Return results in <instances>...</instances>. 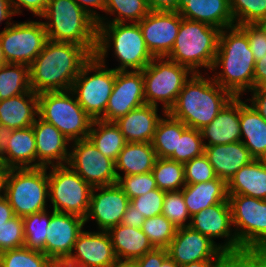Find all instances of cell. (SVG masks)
Returning a JSON list of instances; mask_svg holds the SVG:
<instances>
[{"mask_svg":"<svg viewBox=\"0 0 266 267\" xmlns=\"http://www.w3.org/2000/svg\"><path fill=\"white\" fill-rule=\"evenodd\" d=\"M91 57L81 45L48 40L29 66L31 90L37 94L71 90L82 66Z\"/></svg>","mask_w":266,"mask_h":267,"instance_id":"6da1fadb","label":"cell"},{"mask_svg":"<svg viewBox=\"0 0 266 267\" xmlns=\"http://www.w3.org/2000/svg\"><path fill=\"white\" fill-rule=\"evenodd\" d=\"M217 68L221 71L214 72L212 79L234 97H242L254 89V54L247 35L236 25L220 31L218 50L210 72L217 71Z\"/></svg>","mask_w":266,"mask_h":267,"instance_id":"7a4b0ae2","label":"cell"},{"mask_svg":"<svg viewBox=\"0 0 266 267\" xmlns=\"http://www.w3.org/2000/svg\"><path fill=\"white\" fill-rule=\"evenodd\" d=\"M234 96L209 75L193 73L168 113L187 127L201 130L211 123Z\"/></svg>","mask_w":266,"mask_h":267,"instance_id":"3957f363","label":"cell"},{"mask_svg":"<svg viewBox=\"0 0 266 267\" xmlns=\"http://www.w3.org/2000/svg\"><path fill=\"white\" fill-rule=\"evenodd\" d=\"M119 66L116 71H142L153 60L138 23H98L94 56L103 64L110 48Z\"/></svg>","mask_w":266,"mask_h":267,"instance_id":"277c9868","label":"cell"},{"mask_svg":"<svg viewBox=\"0 0 266 267\" xmlns=\"http://www.w3.org/2000/svg\"><path fill=\"white\" fill-rule=\"evenodd\" d=\"M41 18L48 40L81 45L94 56L97 23L74 0H48Z\"/></svg>","mask_w":266,"mask_h":267,"instance_id":"5b68a950","label":"cell"},{"mask_svg":"<svg viewBox=\"0 0 266 267\" xmlns=\"http://www.w3.org/2000/svg\"><path fill=\"white\" fill-rule=\"evenodd\" d=\"M220 29L208 24L184 19L173 48L166 58L187 67L192 73L199 68L211 70L218 50Z\"/></svg>","mask_w":266,"mask_h":267,"instance_id":"8992f818","label":"cell"},{"mask_svg":"<svg viewBox=\"0 0 266 267\" xmlns=\"http://www.w3.org/2000/svg\"><path fill=\"white\" fill-rule=\"evenodd\" d=\"M47 167L14 168L5 171L3 195L15 216L25 217L47 210L49 179Z\"/></svg>","mask_w":266,"mask_h":267,"instance_id":"52a82bcc","label":"cell"},{"mask_svg":"<svg viewBox=\"0 0 266 267\" xmlns=\"http://www.w3.org/2000/svg\"><path fill=\"white\" fill-rule=\"evenodd\" d=\"M38 116L54 125L70 142L86 139L93 122L71 90L39 93Z\"/></svg>","mask_w":266,"mask_h":267,"instance_id":"ba28073f","label":"cell"},{"mask_svg":"<svg viewBox=\"0 0 266 267\" xmlns=\"http://www.w3.org/2000/svg\"><path fill=\"white\" fill-rule=\"evenodd\" d=\"M232 223L240 247L247 254H266V200L228 194Z\"/></svg>","mask_w":266,"mask_h":267,"instance_id":"9c48e42d","label":"cell"},{"mask_svg":"<svg viewBox=\"0 0 266 267\" xmlns=\"http://www.w3.org/2000/svg\"><path fill=\"white\" fill-rule=\"evenodd\" d=\"M192 74L187 67L166 57H154L142 70L146 104L158 107L161 102L162 113L168 112Z\"/></svg>","mask_w":266,"mask_h":267,"instance_id":"30bf717a","label":"cell"},{"mask_svg":"<svg viewBox=\"0 0 266 267\" xmlns=\"http://www.w3.org/2000/svg\"><path fill=\"white\" fill-rule=\"evenodd\" d=\"M106 65L92 56L82 66L71 87L77 102L93 120L104 115L115 83V69Z\"/></svg>","mask_w":266,"mask_h":267,"instance_id":"8fae6325","label":"cell"},{"mask_svg":"<svg viewBox=\"0 0 266 267\" xmlns=\"http://www.w3.org/2000/svg\"><path fill=\"white\" fill-rule=\"evenodd\" d=\"M49 201L55 212L86 217L92 187L68 165L47 167Z\"/></svg>","mask_w":266,"mask_h":267,"instance_id":"7c38bea8","label":"cell"},{"mask_svg":"<svg viewBox=\"0 0 266 267\" xmlns=\"http://www.w3.org/2000/svg\"><path fill=\"white\" fill-rule=\"evenodd\" d=\"M47 33L43 21L14 23L0 31V43L6 63L30 66L41 53Z\"/></svg>","mask_w":266,"mask_h":267,"instance_id":"4fadbf2b","label":"cell"},{"mask_svg":"<svg viewBox=\"0 0 266 267\" xmlns=\"http://www.w3.org/2000/svg\"><path fill=\"white\" fill-rule=\"evenodd\" d=\"M71 143L67 165L92 188L117 183L115 161L104 156L88 138Z\"/></svg>","mask_w":266,"mask_h":267,"instance_id":"5bb4252c","label":"cell"},{"mask_svg":"<svg viewBox=\"0 0 266 267\" xmlns=\"http://www.w3.org/2000/svg\"><path fill=\"white\" fill-rule=\"evenodd\" d=\"M189 226L209 237L213 242H215L214 239L216 238H224V243L220 244V248L229 256H242L247 254L240 247L235 236V231L232 228V212L228 199L225 202L212 205L191 216Z\"/></svg>","mask_w":266,"mask_h":267,"instance_id":"9a60e30c","label":"cell"},{"mask_svg":"<svg viewBox=\"0 0 266 267\" xmlns=\"http://www.w3.org/2000/svg\"><path fill=\"white\" fill-rule=\"evenodd\" d=\"M169 257L179 266L203 260H226L229 255L220 248V243L192 229L178 228L167 248Z\"/></svg>","mask_w":266,"mask_h":267,"instance_id":"2e32d148","label":"cell"},{"mask_svg":"<svg viewBox=\"0 0 266 267\" xmlns=\"http://www.w3.org/2000/svg\"><path fill=\"white\" fill-rule=\"evenodd\" d=\"M145 45L153 57H166L181 24L177 11H150L139 23Z\"/></svg>","mask_w":266,"mask_h":267,"instance_id":"e0dca14e","label":"cell"},{"mask_svg":"<svg viewBox=\"0 0 266 267\" xmlns=\"http://www.w3.org/2000/svg\"><path fill=\"white\" fill-rule=\"evenodd\" d=\"M129 203V197L117 183L94 187L91 191L88 212L84 218L85 224L94 219L99 230L108 231L111 227L122 223L123 214Z\"/></svg>","mask_w":266,"mask_h":267,"instance_id":"ac0fdd59","label":"cell"},{"mask_svg":"<svg viewBox=\"0 0 266 267\" xmlns=\"http://www.w3.org/2000/svg\"><path fill=\"white\" fill-rule=\"evenodd\" d=\"M146 104L142 71H116L115 83L109 97L106 111L100 118L116 121L129 111Z\"/></svg>","mask_w":266,"mask_h":267,"instance_id":"d6986e66","label":"cell"},{"mask_svg":"<svg viewBox=\"0 0 266 267\" xmlns=\"http://www.w3.org/2000/svg\"><path fill=\"white\" fill-rule=\"evenodd\" d=\"M49 226L46 230L47 240L41 250L51 260L68 258L79 234L83 231L85 221L82 217L55 212L52 210Z\"/></svg>","mask_w":266,"mask_h":267,"instance_id":"ffe728a7","label":"cell"},{"mask_svg":"<svg viewBox=\"0 0 266 267\" xmlns=\"http://www.w3.org/2000/svg\"><path fill=\"white\" fill-rule=\"evenodd\" d=\"M0 164L7 169L36 168V140L32 126L2 132Z\"/></svg>","mask_w":266,"mask_h":267,"instance_id":"44dd1931","label":"cell"},{"mask_svg":"<svg viewBox=\"0 0 266 267\" xmlns=\"http://www.w3.org/2000/svg\"><path fill=\"white\" fill-rule=\"evenodd\" d=\"M68 259L85 267H108L118 261L108 231L84 229Z\"/></svg>","mask_w":266,"mask_h":267,"instance_id":"7402d4cb","label":"cell"},{"mask_svg":"<svg viewBox=\"0 0 266 267\" xmlns=\"http://www.w3.org/2000/svg\"><path fill=\"white\" fill-rule=\"evenodd\" d=\"M32 128L36 140L37 167L67 165L71 142L54 125L39 116Z\"/></svg>","mask_w":266,"mask_h":267,"instance_id":"603a6c76","label":"cell"},{"mask_svg":"<svg viewBox=\"0 0 266 267\" xmlns=\"http://www.w3.org/2000/svg\"><path fill=\"white\" fill-rule=\"evenodd\" d=\"M200 131L204 147L241 141L240 97H233L211 123Z\"/></svg>","mask_w":266,"mask_h":267,"instance_id":"cb8c5ba5","label":"cell"},{"mask_svg":"<svg viewBox=\"0 0 266 267\" xmlns=\"http://www.w3.org/2000/svg\"><path fill=\"white\" fill-rule=\"evenodd\" d=\"M177 12L184 19L202 22L220 30L235 26L230 0H181Z\"/></svg>","mask_w":266,"mask_h":267,"instance_id":"d4e9b609","label":"cell"},{"mask_svg":"<svg viewBox=\"0 0 266 267\" xmlns=\"http://www.w3.org/2000/svg\"><path fill=\"white\" fill-rule=\"evenodd\" d=\"M38 116V94L30 90L0 100V128L2 132L33 125Z\"/></svg>","mask_w":266,"mask_h":267,"instance_id":"484cf974","label":"cell"},{"mask_svg":"<svg viewBox=\"0 0 266 267\" xmlns=\"http://www.w3.org/2000/svg\"><path fill=\"white\" fill-rule=\"evenodd\" d=\"M204 154L208 157L217 177L226 183L241 167L254 160L249 150L241 141L205 146Z\"/></svg>","mask_w":266,"mask_h":267,"instance_id":"4316f807","label":"cell"},{"mask_svg":"<svg viewBox=\"0 0 266 267\" xmlns=\"http://www.w3.org/2000/svg\"><path fill=\"white\" fill-rule=\"evenodd\" d=\"M161 117L157 106L144 104L114 122L127 142L151 143Z\"/></svg>","mask_w":266,"mask_h":267,"instance_id":"83f0119b","label":"cell"},{"mask_svg":"<svg viewBox=\"0 0 266 267\" xmlns=\"http://www.w3.org/2000/svg\"><path fill=\"white\" fill-rule=\"evenodd\" d=\"M118 261L132 262L154 249L141 228L118 224L108 230Z\"/></svg>","mask_w":266,"mask_h":267,"instance_id":"f1b7e54d","label":"cell"},{"mask_svg":"<svg viewBox=\"0 0 266 267\" xmlns=\"http://www.w3.org/2000/svg\"><path fill=\"white\" fill-rule=\"evenodd\" d=\"M241 142L254 159L266 160V120L240 97Z\"/></svg>","mask_w":266,"mask_h":267,"instance_id":"f546056e","label":"cell"},{"mask_svg":"<svg viewBox=\"0 0 266 267\" xmlns=\"http://www.w3.org/2000/svg\"><path fill=\"white\" fill-rule=\"evenodd\" d=\"M227 194L266 200V160L254 159L241 167L228 181Z\"/></svg>","mask_w":266,"mask_h":267,"instance_id":"4dcf8cb0","label":"cell"},{"mask_svg":"<svg viewBox=\"0 0 266 267\" xmlns=\"http://www.w3.org/2000/svg\"><path fill=\"white\" fill-rule=\"evenodd\" d=\"M182 194L190 216L228 199L227 183L216 178L208 182L186 184Z\"/></svg>","mask_w":266,"mask_h":267,"instance_id":"1f68e13d","label":"cell"},{"mask_svg":"<svg viewBox=\"0 0 266 267\" xmlns=\"http://www.w3.org/2000/svg\"><path fill=\"white\" fill-rule=\"evenodd\" d=\"M157 155L151 143L127 142L115 161L117 178L151 172ZM119 171L123 172L122 174Z\"/></svg>","mask_w":266,"mask_h":267,"instance_id":"d6a6232c","label":"cell"},{"mask_svg":"<svg viewBox=\"0 0 266 267\" xmlns=\"http://www.w3.org/2000/svg\"><path fill=\"white\" fill-rule=\"evenodd\" d=\"M106 157L116 161L127 141L114 121L93 120L87 137Z\"/></svg>","mask_w":266,"mask_h":267,"instance_id":"836d02e7","label":"cell"},{"mask_svg":"<svg viewBox=\"0 0 266 267\" xmlns=\"http://www.w3.org/2000/svg\"><path fill=\"white\" fill-rule=\"evenodd\" d=\"M162 116L164 117H161L157 123L151 144L157 158H168L177 151L178 135H181L187 126L168 112L163 113Z\"/></svg>","mask_w":266,"mask_h":267,"instance_id":"e575fe53","label":"cell"},{"mask_svg":"<svg viewBox=\"0 0 266 267\" xmlns=\"http://www.w3.org/2000/svg\"><path fill=\"white\" fill-rule=\"evenodd\" d=\"M31 90L29 66L6 63L0 66V100Z\"/></svg>","mask_w":266,"mask_h":267,"instance_id":"d590c367","label":"cell"},{"mask_svg":"<svg viewBox=\"0 0 266 267\" xmlns=\"http://www.w3.org/2000/svg\"><path fill=\"white\" fill-rule=\"evenodd\" d=\"M104 12L115 17L110 20L104 16L99 23H139L150 9L146 0H105Z\"/></svg>","mask_w":266,"mask_h":267,"instance_id":"8d00e7d4","label":"cell"},{"mask_svg":"<svg viewBox=\"0 0 266 267\" xmlns=\"http://www.w3.org/2000/svg\"><path fill=\"white\" fill-rule=\"evenodd\" d=\"M152 173L157 187L162 191H180L186 185L184 164L169 158H157Z\"/></svg>","mask_w":266,"mask_h":267,"instance_id":"74e56055","label":"cell"},{"mask_svg":"<svg viewBox=\"0 0 266 267\" xmlns=\"http://www.w3.org/2000/svg\"><path fill=\"white\" fill-rule=\"evenodd\" d=\"M51 261L42 251L25 246L0 253V267H50Z\"/></svg>","mask_w":266,"mask_h":267,"instance_id":"f35d334b","label":"cell"},{"mask_svg":"<svg viewBox=\"0 0 266 267\" xmlns=\"http://www.w3.org/2000/svg\"><path fill=\"white\" fill-rule=\"evenodd\" d=\"M50 218L51 214L47 210L23 217L25 247L40 251L45 247Z\"/></svg>","mask_w":266,"mask_h":267,"instance_id":"ab89813d","label":"cell"},{"mask_svg":"<svg viewBox=\"0 0 266 267\" xmlns=\"http://www.w3.org/2000/svg\"><path fill=\"white\" fill-rule=\"evenodd\" d=\"M141 230L146 234L154 248L167 249L177 228L164 215L146 218Z\"/></svg>","mask_w":266,"mask_h":267,"instance_id":"60d3db41","label":"cell"},{"mask_svg":"<svg viewBox=\"0 0 266 267\" xmlns=\"http://www.w3.org/2000/svg\"><path fill=\"white\" fill-rule=\"evenodd\" d=\"M204 151L201 131L187 127L181 135H178L177 151H174L168 158L185 164L193 158L203 155Z\"/></svg>","mask_w":266,"mask_h":267,"instance_id":"b9f144b4","label":"cell"},{"mask_svg":"<svg viewBox=\"0 0 266 267\" xmlns=\"http://www.w3.org/2000/svg\"><path fill=\"white\" fill-rule=\"evenodd\" d=\"M230 11L236 26L258 23L266 17V0H230Z\"/></svg>","mask_w":266,"mask_h":267,"instance_id":"7bdbcfd3","label":"cell"},{"mask_svg":"<svg viewBox=\"0 0 266 267\" xmlns=\"http://www.w3.org/2000/svg\"><path fill=\"white\" fill-rule=\"evenodd\" d=\"M162 215L171 221L177 229L190 225L191 216L185 204L182 189L165 192Z\"/></svg>","mask_w":266,"mask_h":267,"instance_id":"ee69618b","label":"cell"},{"mask_svg":"<svg viewBox=\"0 0 266 267\" xmlns=\"http://www.w3.org/2000/svg\"><path fill=\"white\" fill-rule=\"evenodd\" d=\"M117 184L129 199L144 195L158 188L152 171L136 175L119 176Z\"/></svg>","mask_w":266,"mask_h":267,"instance_id":"f6af8a7d","label":"cell"},{"mask_svg":"<svg viewBox=\"0 0 266 267\" xmlns=\"http://www.w3.org/2000/svg\"><path fill=\"white\" fill-rule=\"evenodd\" d=\"M24 221L15 216L11 220L0 224V253L24 246Z\"/></svg>","mask_w":266,"mask_h":267,"instance_id":"bcb514c9","label":"cell"},{"mask_svg":"<svg viewBox=\"0 0 266 267\" xmlns=\"http://www.w3.org/2000/svg\"><path fill=\"white\" fill-rule=\"evenodd\" d=\"M184 178L186 184H196L216 179L217 175L208 157L203 154L184 164Z\"/></svg>","mask_w":266,"mask_h":267,"instance_id":"7dc6e473","label":"cell"},{"mask_svg":"<svg viewBox=\"0 0 266 267\" xmlns=\"http://www.w3.org/2000/svg\"><path fill=\"white\" fill-rule=\"evenodd\" d=\"M164 197L165 191L157 188L144 195L130 199V204L145 218H150L162 214Z\"/></svg>","mask_w":266,"mask_h":267,"instance_id":"c3c4849f","label":"cell"},{"mask_svg":"<svg viewBox=\"0 0 266 267\" xmlns=\"http://www.w3.org/2000/svg\"><path fill=\"white\" fill-rule=\"evenodd\" d=\"M238 27L247 35L255 62L260 60L261 56L266 54V32L257 23H247Z\"/></svg>","mask_w":266,"mask_h":267,"instance_id":"681fc988","label":"cell"},{"mask_svg":"<svg viewBox=\"0 0 266 267\" xmlns=\"http://www.w3.org/2000/svg\"><path fill=\"white\" fill-rule=\"evenodd\" d=\"M168 250L165 248H154L144 256L132 261L133 267H161L162 262L168 257Z\"/></svg>","mask_w":266,"mask_h":267,"instance_id":"f907efd6","label":"cell"},{"mask_svg":"<svg viewBox=\"0 0 266 267\" xmlns=\"http://www.w3.org/2000/svg\"><path fill=\"white\" fill-rule=\"evenodd\" d=\"M15 14L21 15V9H27L32 12L34 16L41 17L46 10L48 0H10Z\"/></svg>","mask_w":266,"mask_h":267,"instance_id":"816d5d0a","label":"cell"},{"mask_svg":"<svg viewBox=\"0 0 266 267\" xmlns=\"http://www.w3.org/2000/svg\"><path fill=\"white\" fill-rule=\"evenodd\" d=\"M220 267H260V254L229 256Z\"/></svg>","mask_w":266,"mask_h":267,"instance_id":"f5cc1de1","label":"cell"},{"mask_svg":"<svg viewBox=\"0 0 266 267\" xmlns=\"http://www.w3.org/2000/svg\"><path fill=\"white\" fill-rule=\"evenodd\" d=\"M97 24L101 21L103 14L100 16L99 9L104 12L105 0H74ZM93 7V8H92ZM99 13V14H98Z\"/></svg>","mask_w":266,"mask_h":267,"instance_id":"db71d44e","label":"cell"},{"mask_svg":"<svg viewBox=\"0 0 266 267\" xmlns=\"http://www.w3.org/2000/svg\"><path fill=\"white\" fill-rule=\"evenodd\" d=\"M249 92H252V96L246 101H250V105L266 120V89L262 86Z\"/></svg>","mask_w":266,"mask_h":267,"instance_id":"11a10c76","label":"cell"},{"mask_svg":"<svg viewBox=\"0 0 266 267\" xmlns=\"http://www.w3.org/2000/svg\"><path fill=\"white\" fill-rule=\"evenodd\" d=\"M145 219L146 218L144 217V215L140 214L138 210H136V208L129 203L126 212L123 214L121 224L133 228H141Z\"/></svg>","mask_w":266,"mask_h":267,"instance_id":"9f6ffc18","label":"cell"},{"mask_svg":"<svg viewBox=\"0 0 266 267\" xmlns=\"http://www.w3.org/2000/svg\"><path fill=\"white\" fill-rule=\"evenodd\" d=\"M181 0H146L150 11H177Z\"/></svg>","mask_w":266,"mask_h":267,"instance_id":"6f0895ef","label":"cell"},{"mask_svg":"<svg viewBox=\"0 0 266 267\" xmlns=\"http://www.w3.org/2000/svg\"><path fill=\"white\" fill-rule=\"evenodd\" d=\"M266 83V54L255 62L254 88L262 87Z\"/></svg>","mask_w":266,"mask_h":267,"instance_id":"680465c9","label":"cell"},{"mask_svg":"<svg viewBox=\"0 0 266 267\" xmlns=\"http://www.w3.org/2000/svg\"><path fill=\"white\" fill-rule=\"evenodd\" d=\"M16 15L12 5L10 4V0H0V25L3 21L6 20L5 28L9 27L11 23L12 16Z\"/></svg>","mask_w":266,"mask_h":267,"instance_id":"91938a15","label":"cell"},{"mask_svg":"<svg viewBox=\"0 0 266 267\" xmlns=\"http://www.w3.org/2000/svg\"><path fill=\"white\" fill-rule=\"evenodd\" d=\"M15 217L14 211L7 198L4 195L0 196V224L11 220Z\"/></svg>","mask_w":266,"mask_h":267,"instance_id":"94428289","label":"cell"},{"mask_svg":"<svg viewBox=\"0 0 266 267\" xmlns=\"http://www.w3.org/2000/svg\"><path fill=\"white\" fill-rule=\"evenodd\" d=\"M225 260H203L181 265L180 267H220Z\"/></svg>","mask_w":266,"mask_h":267,"instance_id":"6125c7cd","label":"cell"},{"mask_svg":"<svg viewBox=\"0 0 266 267\" xmlns=\"http://www.w3.org/2000/svg\"><path fill=\"white\" fill-rule=\"evenodd\" d=\"M50 267H85L79 263H75L68 258H58L51 261Z\"/></svg>","mask_w":266,"mask_h":267,"instance_id":"be15d7a7","label":"cell"},{"mask_svg":"<svg viewBox=\"0 0 266 267\" xmlns=\"http://www.w3.org/2000/svg\"><path fill=\"white\" fill-rule=\"evenodd\" d=\"M161 267H180V266L168 256V257L162 262Z\"/></svg>","mask_w":266,"mask_h":267,"instance_id":"e7e4bbea","label":"cell"},{"mask_svg":"<svg viewBox=\"0 0 266 267\" xmlns=\"http://www.w3.org/2000/svg\"><path fill=\"white\" fill-rule=\"evenodd\" d=\"M108 267H133L132 262L117 261L116 263L109 265Z\"/></svg>","mask_w":266,"mask_h":267,"instance_id":"03108f58","label":"cell"},{"mask_svg":"<svg viewBox=\"0 0 266 267\" xmlns=\"http://www.w3.org/2000/svg\"><path fill=\"white\" fill-rule=\"evenodd\" d=\"M6 170H0V196L3 195V183Z\"/></svg>","mask_w":266,"mask_h":267,"instance_id":"003e7915","label":"cell"},{"mask_svg":"<svg viewBox=\"0 0 266 267\" xmlns=\"http://www.w3.org/2000/svg\"><path fill=\"white\" fill-rule=\"evenodd\" d=\"M6 64V60L3 54L2 46L0 43V66Z\"/></svg>","mask_w":266,"mask_h":267,"instance_id":"a7ac6f4b","label":"cell"},{"mask_svg":"<svg viewBox=\"0 0 266 267\" xmlns=\"http://www.w3.org/2000/svg\"><path fill=\"white\" fill-rule=\"evenodd\" d=\"M260 267H266V254H260Z\"/></svg>","mask_w":266,"mask_h":267,"instance_id":"89a4df30","label":"cell"},{"mask_svg":"<svg viewBox=\"0 0 266 267\" xmlns=\"http://www.w3.org/2000/svg\"><path fill=\"white\" fill-rule=\"evenodd\" d=\"M257 24L266 32V17L262 18Z\"/></svg>","mask_w":266,"mask_h":267,"instance_id":"2644e50d","label":"cell"},{"mask_svg":"<svg viewBox=\"0 0 266 267\" xmlns=\"http://www.w3.org/2000/svg\"><path fill=\"white\" fill-rule=\"evenodd\" d=\"M1 141H2V130L0 128V145H1Z\"/></svg>","mask_w":266,"mask_h":267,"instance_id":"8c879c8a","label":"cell"},{"mask_svg":"<svg viewBox=\"0 0 266 267\" xmlns=\"http://www.w3.org/2000/svg\"><path fill=\"white\" fill-rule=\"evenodd\" d=\"M0 170H5V169L1 166V164H0Z\"/></svg>","mask_w":266,"mask_h":267,"instance_id":"753ad0ef","label":"cell"}]
</instances>
